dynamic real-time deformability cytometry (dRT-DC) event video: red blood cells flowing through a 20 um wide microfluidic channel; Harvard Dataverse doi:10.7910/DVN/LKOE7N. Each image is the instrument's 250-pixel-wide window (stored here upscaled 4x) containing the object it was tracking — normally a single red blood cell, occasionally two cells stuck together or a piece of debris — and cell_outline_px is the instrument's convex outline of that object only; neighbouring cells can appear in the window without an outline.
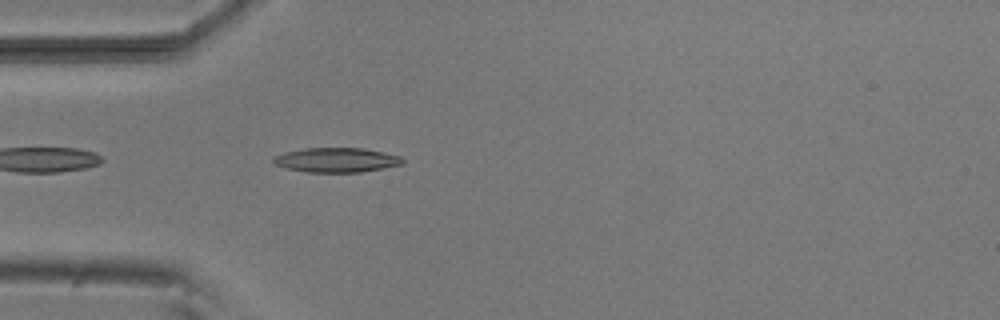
{"species": "common noctule bat (a hibernating species)", "species_latin": "Nyctalus noctula", "temperature_condition": "room temperature", "stored_images_in_passage": 34, "camera_frame_rate_fps": 3000, "um_per_image_px": 0.085, "animal": {"sex": "male", "body_mass_g": 20.5, "forearm_length_mm": 52.5}, "frame": {"image": 1, "passage_image": 3, "time_ms": 0.667, "image_size_px": [1000, 320], "cell_outline_px": [[404, 164], [384, 168], [360, 172], [308, 172], [288, 168], [276, 164], [272, 160], [276, 156], [284, 152], [304, 148], [364, 148], [384, 152], [400, 156], [404, 160]], "centroid_in_image_um": [28.65, 13.59], "position_along_channel_um": 56.4, "area_um2": 18.38}}
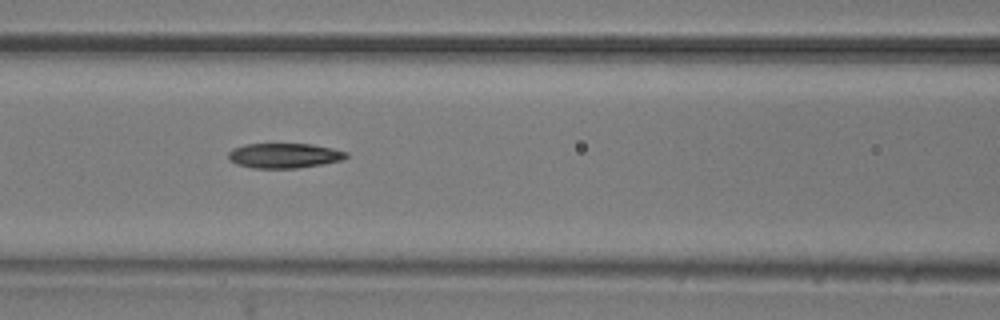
{"frame": {"image": 2, "passage_image": 10, "time_ms": 3.0, "image_size_px": [1000, 320], "cell_outline_px": [[348, 156], [344, 160], [296, 168], [252, 168], [236, 164], [228, 160], [228, 152], [232, 148], [244, 144], [312, 144], [332, 148], [348, 152]], "centroid_in_image_um": [24.13, 13.22], "position_along_channel_um": 142.5, "area_um2": 17.22}}
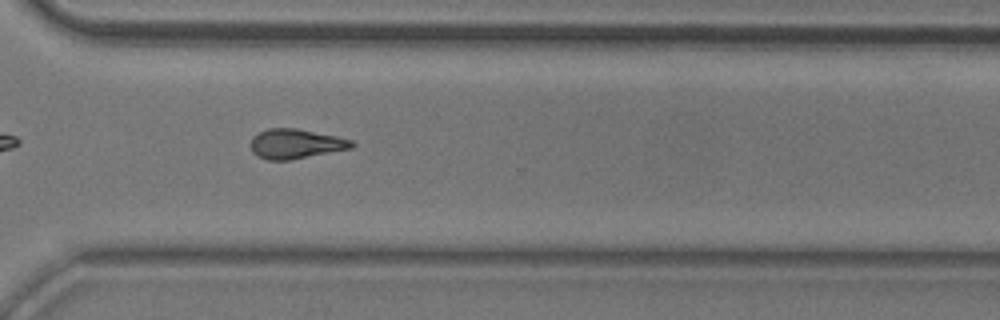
{"frame": {"image": 3, "passage_image": 26, "time_ms": 8.333, "image_size_px": [1000, 320], "cell_outline_px": [[356, 144], [352, 148], [292, 160], [268, 160], [256, 156], [252, 152], [252, 136], [268, 128], [296, 128], [336, 136], [352, 140]], "centroid_in_image_um": [25.14, 12.23], "position_along_channel_um": 345.5, "area_um2": 17.51}, "authors_computed_cell_mechanics": {"area_um2": 17.4267, "velocity_mm_per_s": 3.8152, "shape_relaxation_time_tau1_ms": 4.5499, "shape_relaxation_time_tau2_ms": 7.041, "deformation_change_tau1": 0.1844, "deformation_change_tau2": 0.1688}}